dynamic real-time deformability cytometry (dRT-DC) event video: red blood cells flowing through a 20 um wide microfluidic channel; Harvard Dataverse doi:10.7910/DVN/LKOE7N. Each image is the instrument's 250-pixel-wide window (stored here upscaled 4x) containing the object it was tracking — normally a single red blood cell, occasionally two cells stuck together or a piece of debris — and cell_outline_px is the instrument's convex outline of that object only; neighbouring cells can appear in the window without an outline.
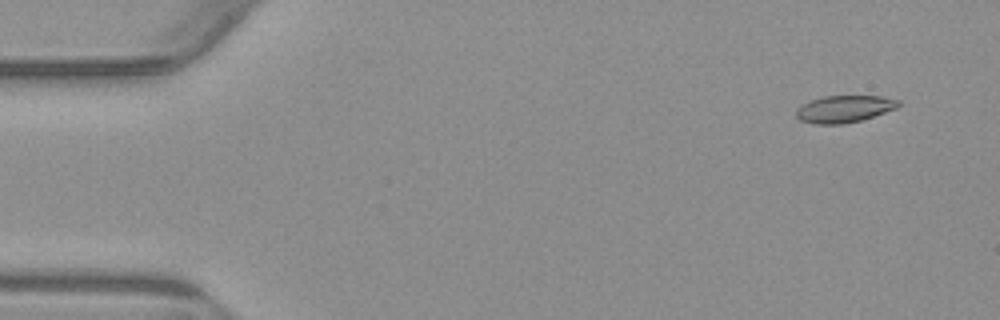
{"species": "common noctule bat (a hibernating species)", "species_latin": "Nyctalus noctula", "temperature_condition": "warm", "stored_images_in_passage": 54, "camera_frame_rate_fps": 3000, "um_per_image_px": 0.085, "animal": {"sex": "male", "body_mass_g": 23.1, "forearm_length_mm": 52.7}, "frame": {"image": 1, "passage_image": 4, "time_ms": 1.0, "image_size_px": [1000, 320], "cell_outline_px": [[900, 104], [896, 108], [860, 120], [844, 124], [816, 124], [800, 120], [796, 116], [796, 108], [812, 100], [824, 96], [880, 96], [900, 100]], "centroid_in_image_um": [71.75, 9.26], "position_along_channel_um": 13.3, "area_um2": 15.9}}
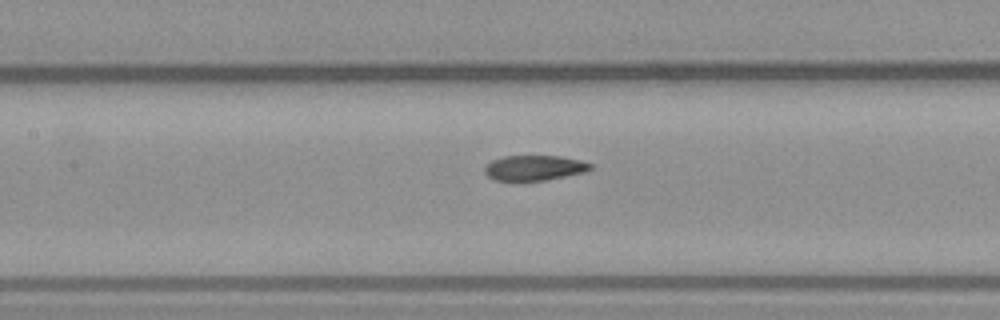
{"frame": {"image": 2, "passage_image": 25, "time_ms": 8.0, "image_size_px": [1000, 320], "cell_outline_px": [[592, 168], [584, 172], [544, 180], [496, 180], [488, 176], [484, 172], [484, 168], [492, 160], [504, 156], [560, 156], [580, 160], [592, 164]], "centroid_in_image_um": [45.41, 14.26], "position_along_channel_um": 162.0, "area_um2": 15.26}}
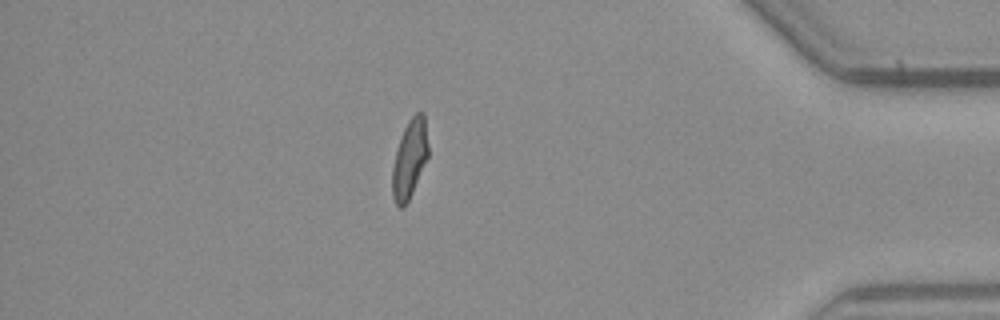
{"frame": {"image": 3, "passage_image": 47, "time_ms": 15.333, "image_size_px": [1000, 320], "cell_outline_px": [[428, 156], [412, 192], [404, 208], [400, 208], [396, 204], [392, 196], [392, 168], [396, 152], [404, 128], [408, 120], [416, 112], [424, 112], [428, 144]], "centroid_in_image_um": [34.81, 13.5], "position_along_channel_um": 400.4, "area_um2": 16.24}, "authors_computed_cell_mechanics": {"area_um2": 16.5019, "velocity_mm_per_s": 3.8349, "shape_relaxation_time_tau1_ms": null, "shape_relaxation_time_tau2_ms": 1.8991, "deformation_change_tau1": null, "deformation_change_tau2": 0.0905}}